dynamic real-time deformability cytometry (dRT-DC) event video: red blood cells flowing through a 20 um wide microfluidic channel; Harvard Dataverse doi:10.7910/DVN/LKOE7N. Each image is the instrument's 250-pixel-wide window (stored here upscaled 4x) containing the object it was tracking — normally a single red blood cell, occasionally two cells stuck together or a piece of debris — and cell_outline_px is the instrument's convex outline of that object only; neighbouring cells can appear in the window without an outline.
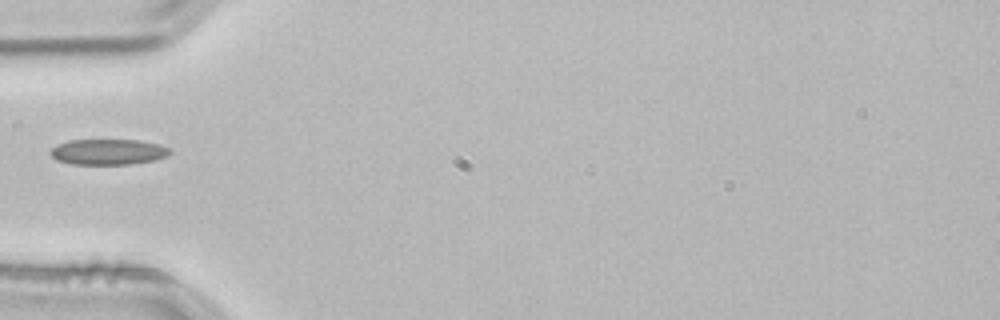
{"species": "common noctule bat (a hibernating species)", "species_latin": "Nyctalus noctula", "temperature_condition": "room temperature", "stored_images_in_passage": 3, "camera_frame_rate_fps": 3000, "um_per_image_px": 0.085, "animal": {"sex": "male", "body_mass_g": 21.5, "forearm_length_mm": 52.0}, "frame": {"image": 1, "passage_image": 3, "time_ms": 0.667, "image_size_px": [1000, 320], "cell_outline_px": [[172, 152], [168, 156], [152, 160], [132, 164], [72, 164], [56, 160], [48, 152], [56, 144], [68, 140], [140, 140], [160, 144], [168, 148]], "centroid_in_image_um": [9.17, 12.9], "position_along_channel_um": 75.8, "area_um2": 17.98}}